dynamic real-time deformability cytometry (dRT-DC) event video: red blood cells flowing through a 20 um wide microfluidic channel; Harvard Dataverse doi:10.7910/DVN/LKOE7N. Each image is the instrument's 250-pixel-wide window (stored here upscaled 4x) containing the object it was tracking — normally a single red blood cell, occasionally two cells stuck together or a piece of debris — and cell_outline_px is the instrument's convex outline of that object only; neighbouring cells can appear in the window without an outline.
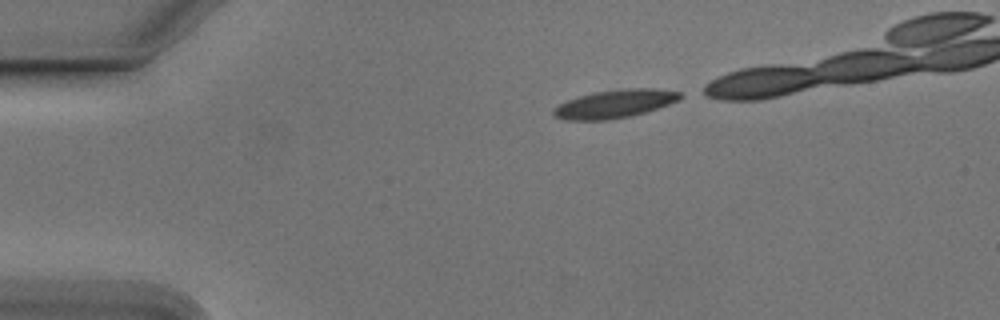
{"species": "Egyptian fruit bat (a non-hibernating species)", "species_latin": "Rousettus aegyptiacus", "temperature_condition": "cold", "stored_images_in_passage": 21, "camera_frame_rate_fps": 3000, "um_per_image_px": 0.085, "animal": {"sex": "male"}, "frame": {"image": 1, "passage_image": 1, "time_ms": 0.0, "image_size_px": [1000, 320], "cell_outline_px": [[688, 96], [680, 100], [632, 116], [608, 120], [564, 120], [556, 116], [552, 112], [560, 104], [568, 100], [580, 96], [596, 92], [624, 88], [652, 88], [680, 92]], "centroid_in_image_um": [52.33, 8.82], "position_along_channel_um": 32.7, "area_um2": 20.69}}
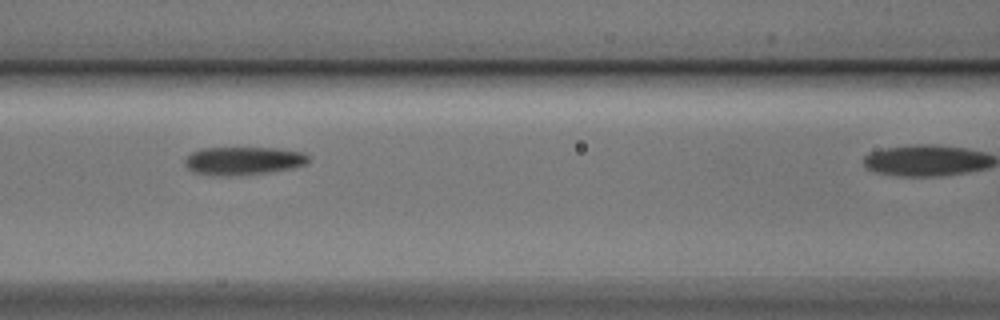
{"frame": {"image": 2, "passage_image": 14, "time_ms": 4.333, "image_size_px": [1000, 320], "cell_outline_px": [[308, 164], [292, 168], [268, 172], [236, 176], [212, 176], [192, 172], [184, 164], [184, 160], [192, 152], [200, 148], [280, 148], [304, 152], [308, 156]], "centroid_in_image_um": [20.67, 13.67], "position_along_channel_um": 145.9, "area_um2": 20.58}}
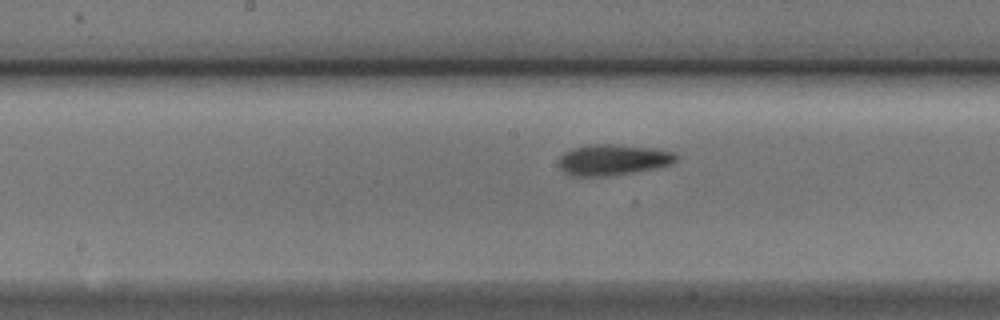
{"frame": {"image": 3, "passage_image": 18, "time_ms": 5.667, "image_size_px": [1000, 320], "cell_outline_px": [[680, 156], [672, 164], [632, 172], [600, 176], [572, 176], [560, 168], [560, 156], [564, 152], [572, 148], [588, 144], [616, 144], [656, 148], [672, 152]], "centroid_in_image_um": [52.1, 13.56], "position_along_channel_um": 196.1, "area_um2": 20.98}}